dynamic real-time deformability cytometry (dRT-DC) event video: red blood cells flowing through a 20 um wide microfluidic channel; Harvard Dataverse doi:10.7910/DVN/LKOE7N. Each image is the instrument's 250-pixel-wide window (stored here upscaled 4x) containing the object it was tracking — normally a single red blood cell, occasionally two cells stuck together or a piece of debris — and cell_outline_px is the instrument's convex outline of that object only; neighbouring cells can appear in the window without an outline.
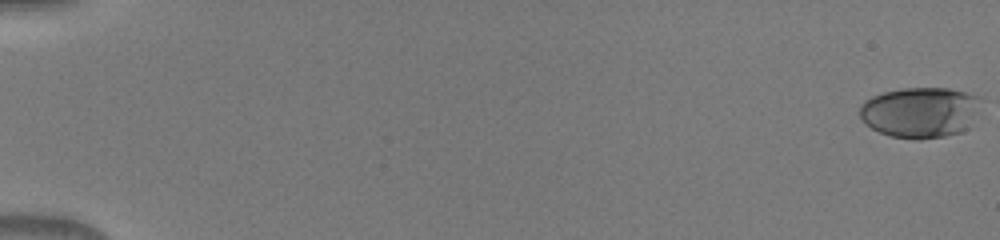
{"species": "human", "species_latin": "Homo sapiens", "temperature_condition": "warm", "stored_images_in_passage": 52, "camera_frame_rate_fps": 3000, "um_per_image_px": 0.085, "donor": {"sex": "male"}, "frame": {"image": 1, "passage_image": 1, "time_ms": 0.0, "image_size_px": [1000, 240], "cell_outline_px": [[984, 96], [968, 128], [960, 132], [944, 136], [920, 140], [916, 140], [892, 136], [880, 132], [864, 124], [860, 116], [860, 104], [864, 100], [872, 96], [884, 92], [904, 88], [948, 88]], "centroid_in_image_um": [78.22, 9.54], "position_along_channel_um": 6.8, "area_um2": 36.07}}
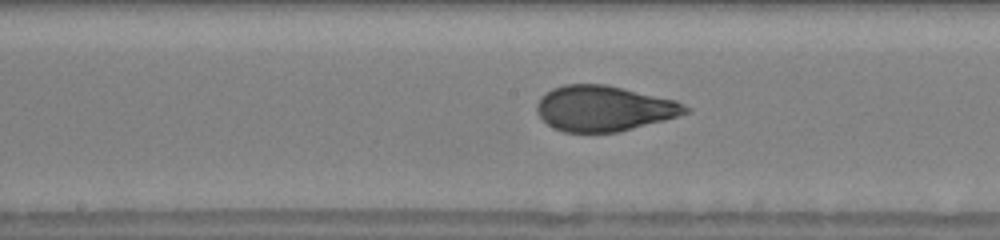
{"frame": {"image": 2, "passage_image": 29, "time_ms": 9.333, "image_size_px": [1000, 240], "cell_outline_px": [[692, 112], [664, 120], [616, 132], [564, 132], [552, 128], [536, 112], [536, 104], [540, 96], [552, 88], [564, 84], [604, 84], [676, 100], [692, 108]], "centroid_in_image_um": [51.33, 9.21], "position_along_channel_um": 196.9, "area_um2": 39.42}}
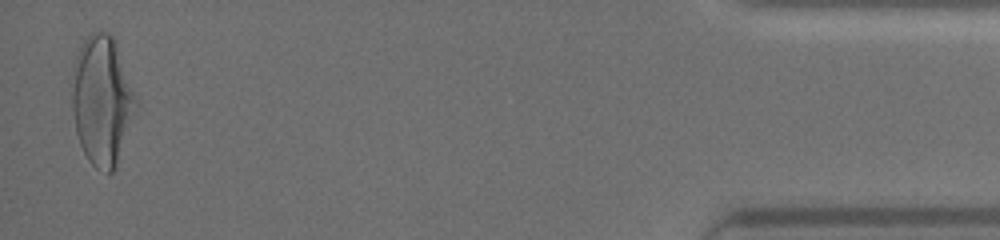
{"frame": {"image": 3, "passage_image": 51, "time_ms": 16.667, "image_size_px": [1000, 240], "cell_outline_px": [[140, 104], [116, 168], [112, 172], [108, 172], [96, 168], [88, 160], [80, 144], [76, 132], [72, 108], [72, 64], [80, 44], [92, 32], [108, 32], [116, 40]], "centroid_in_image_um": [8.71, 8.52], "position_along_channel_um": 426.5, "area_um2": 49.25}}